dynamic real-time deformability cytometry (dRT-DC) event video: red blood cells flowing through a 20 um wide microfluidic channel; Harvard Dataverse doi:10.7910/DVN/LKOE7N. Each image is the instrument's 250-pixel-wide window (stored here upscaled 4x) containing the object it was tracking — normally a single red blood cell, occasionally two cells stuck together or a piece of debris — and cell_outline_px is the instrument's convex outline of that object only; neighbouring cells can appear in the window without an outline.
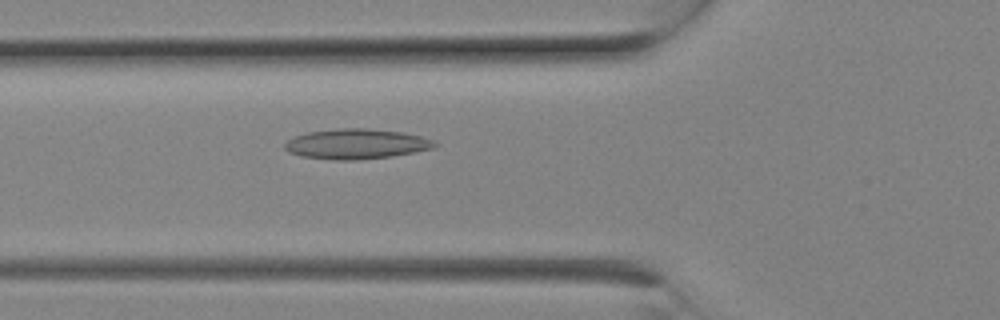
{"species": "Egyptian fruit bat (a non-hibernating species)", "species_latin": "Rousettus aegyptiacus", "temperature_condition": "room temperature", "stored_images_in_passage": 8, "camera_frame_rate_fps": 3000, "um_per_image_px": 0.085, "animal": {"sex": "female"}, "frame": {"image": 1, "passage_image": 8, "time_ms": 2.333, "image_size_px": [1000, 320], "cell_outline_px": [[440, 144], [432, 148], [392, 156], [356, 160], [332, 160], [300, 156], [288, 152], [284, 148], [284, 144], [288, 140], [296, 136], [308, 132], [340, 128], [364, 128], [400, 132], [420, 136], [432, 140]], "centroid_in_image_um": [30.25, 12.24], "position_along_channel_um": 95.6, "area_um2": 26.13}}